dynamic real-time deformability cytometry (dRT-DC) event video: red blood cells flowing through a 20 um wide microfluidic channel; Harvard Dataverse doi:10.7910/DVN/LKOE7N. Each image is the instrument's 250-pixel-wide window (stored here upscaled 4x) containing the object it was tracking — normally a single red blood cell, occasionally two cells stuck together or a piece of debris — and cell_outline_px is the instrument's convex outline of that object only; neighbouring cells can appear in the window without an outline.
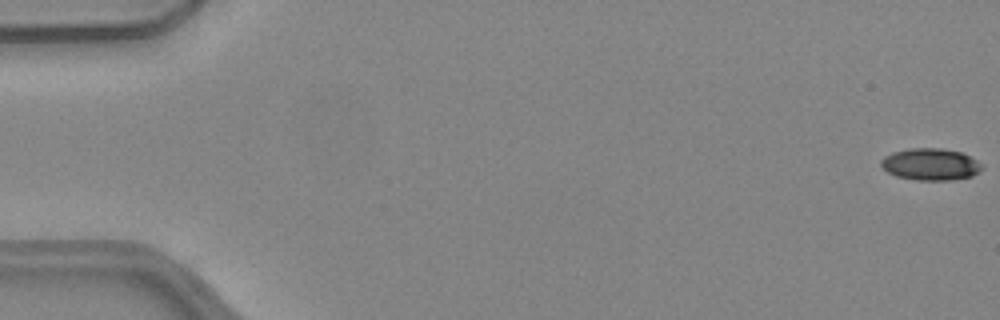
{"species": "common noctule bat (a hibernating species)", "species_latin": "Nyctalus noctula", "temperature_condition": "warm", "stored_images_in_passage": 52, "camera_frame_rate_fps": 3000, "um_per_image_px": 0.085, "animal": {"sex": "female", "body_mass_g": 24.6, "forearm_length_mm": 56.2}, "frame": {"image": 1, "passage_image": 1, "time_ms": 0.0, "image_size_px": [1000, 320], "cell_outline_px": [[984, 168], [972, 176], [952, 180], [916, 180], [896, 176], [888, 172], [880, 164], [880, 160], [884, 156], [892, 152], [908, 148], [940, 148], [960, 152], [976, 160]], "centroid_in_image_um": [79.07, 13.96], "position_along_channel_um": 5.9, "area_um2": 18.73}}
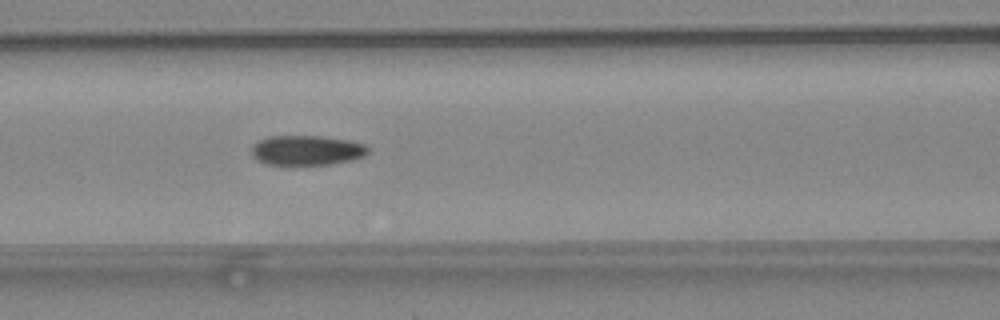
{"frame": {"image": 2, "passage_image": 23, "time_ms": 7.333, "image_size_px": [1000, 320], "cell_outline_px": [[368, 152], [364, 156], [352, 160], [332, 164], [268, 164], [256, 160], [252, 156], [252, 148], [260, 140], [268, 136], [320, 136], [348, 140], [364, 144], [368, 148]], "centroid_in_image_um": [26.08, 12.77], "position_along_channel_um": 140.5, "area_um2": 20.06}}
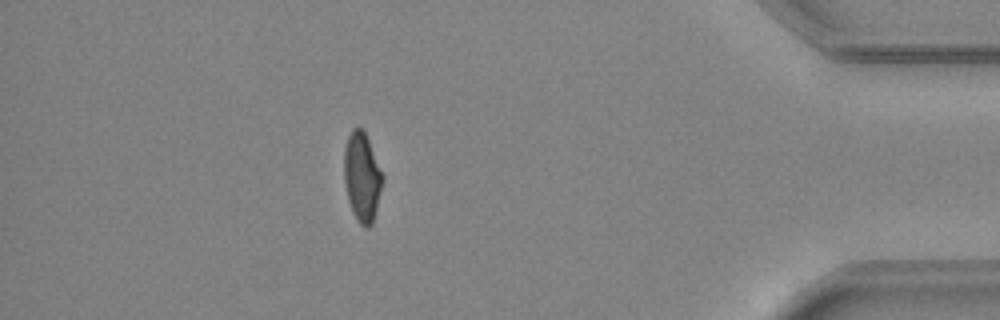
{"frame": {"image": 3, "passage_image": 46, "time_ms": 15.0, "image_size_px": [1000, 320], "cell_outline_px": [[384, 180], [372, 224], [368, 228], [364, 228], [360, 224], [352, 212], [348, 200], [344, 180], [344, 148], [348, 136], [352, 128], [364, 128], [384, 176]], "centroid_in_image_um": [30.78, 15.02], "position_along_channel_um": 404.4, "area_um2": 20.23}, "authors_computed_cell_mechanics": {"area_um2": 20.2589, "velocity_mm_per_s": 4.0555, "shape_relaxation_time_tau1_ms": 7.2888, "shape_relaxation_time_tau2_ms": 3.0084, "deformation_change_tau1": 0.1809, "deformation_change_tau2": 0.0801}}